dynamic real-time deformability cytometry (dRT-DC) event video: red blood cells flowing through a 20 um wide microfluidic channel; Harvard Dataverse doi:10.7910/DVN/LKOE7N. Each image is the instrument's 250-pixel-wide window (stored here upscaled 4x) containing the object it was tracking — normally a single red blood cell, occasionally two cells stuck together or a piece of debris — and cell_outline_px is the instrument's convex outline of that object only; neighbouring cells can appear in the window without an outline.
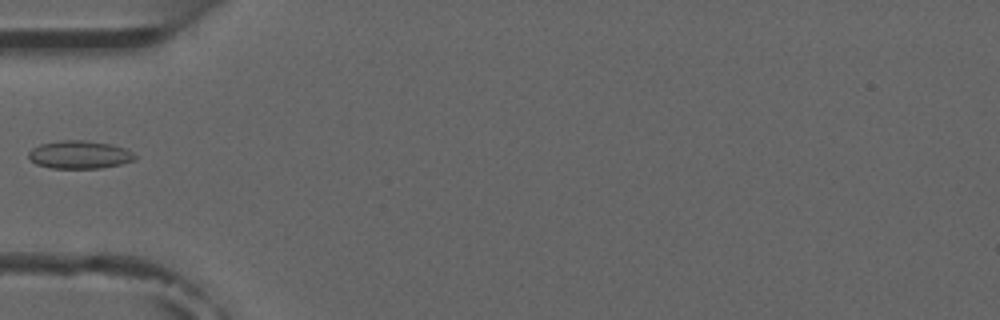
{"species": "common noctule bat (a hibernating species)", "species_latin": "Nyctalus noctula", "temperature_condition": "room temperature", "stored_images_in_passage": 5, "camera_frame_rate_fps": 3000, "um_per_image_px": 0.085, "animal": {"sex": "male", "forearm_length_mm": 52.5}, "frame": {"image": 1, "passage_image": 4, "time_ms": 4.667, "image_size_px": [1000, 320], "cell_outline_px": [[136, 160], [120, 164], [100, 168], [52, 168], [36, 164], [28, 156], [28, 152], [32, 148], [40, 144], [60, 140], [84, 140], [112, 144], [124, 148], [132, 152], [136, 156]], "centroid_in_image_um": [6.76, 13.14], "position_along_channel_um": 78.2, "area_um2": 17.34}}
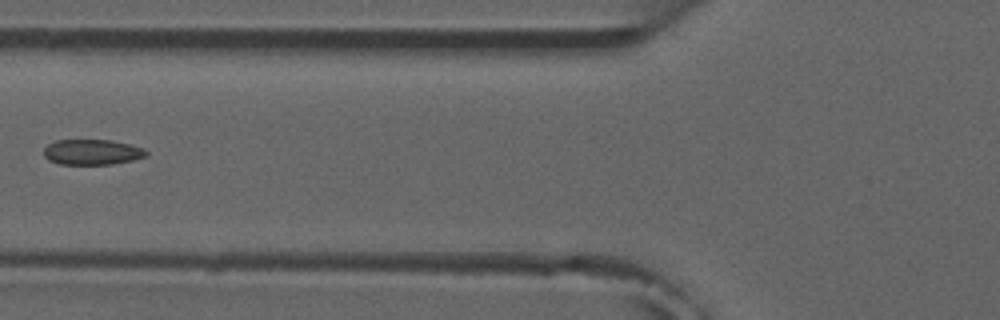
{"frame": {"image": 2, "passage_image": 5, "time_ms": 5.667, "image_size_px": [1000, 320], "cell_outline_px": [[148, 156], [132, 160], [112, 164], [60, 164], [48, 160], [44, 156], [44, 148], [48, 144], [56, 140], [112, 140], [128, 144], [140, 148], [148, 152]], "centroid_in_image_um": [7.8, 12.93], "position_along_channel_um": 118.0, "area_um2": 15.09}}